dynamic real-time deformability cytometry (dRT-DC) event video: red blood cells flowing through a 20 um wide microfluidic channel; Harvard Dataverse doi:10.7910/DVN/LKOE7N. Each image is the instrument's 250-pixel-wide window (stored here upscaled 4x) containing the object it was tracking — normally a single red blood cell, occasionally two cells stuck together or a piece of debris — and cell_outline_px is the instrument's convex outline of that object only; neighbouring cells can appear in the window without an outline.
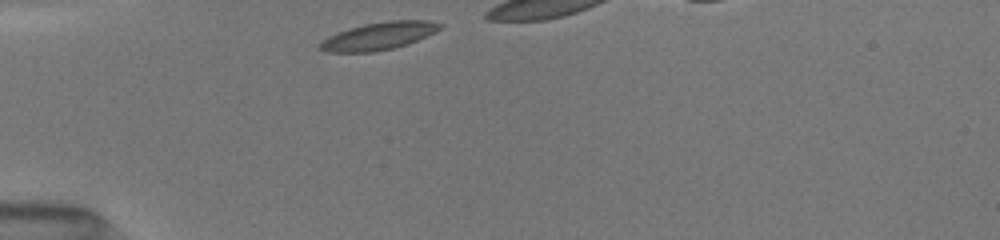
{"species": "common noctule bat (a hibernating species)", "species_latin": "Nyctalus noctula", "temperature_condition": "room temperature", "stored_images_in_passage": 7, "camera_frame_rate_fps": 3000, "um_per_image_px": 0.085, "animal": {"sex": "female", "body_mass_g": 19.5, "forearm_length_mm": 54.1}, "frame": {"image": 1, "passage_image": 1, "time_ms": 0.0, "image_size_px": [1000, 240], "cell_outline_px": [[444, 24], [440, 28], [408, 44], [392, 48], [372, 52], [324, 52], [316, 48], [316, 44], [320, 40], [328, 36], [348, 28], [364, 24], [388, 20], [428, 20]], "centroid_in_image_um": [32.08, 3.06], "position_along_channel_um": 52.9, "area_um2": 19.36}}
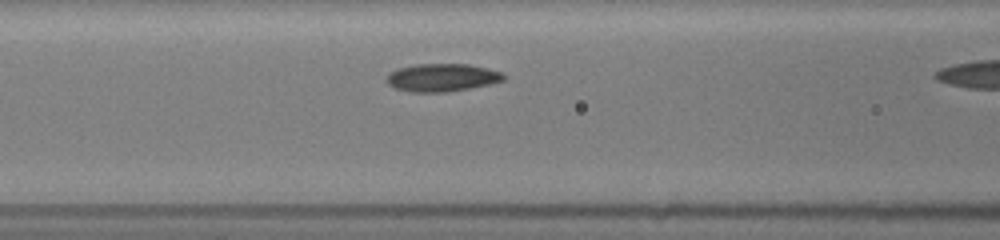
{"frame": {"image": 2, "passage_image": 6, "time_ms": 2.333, "image_size_px": [1000, 240], "cell_outline_px": [[508, 76], [504, 80], [488, 84], [448, 92], [412, 92], [396, 88], [388, 84], [384, 80], [384, 76], [388, 72], [396, 68], [416, 64], [468, 64], [488, 68], [500, 72]], "centroid_in_image_um": [37.51, 6.58], "position_along_channel_um": 129.1, "area_um2": 19.19}}